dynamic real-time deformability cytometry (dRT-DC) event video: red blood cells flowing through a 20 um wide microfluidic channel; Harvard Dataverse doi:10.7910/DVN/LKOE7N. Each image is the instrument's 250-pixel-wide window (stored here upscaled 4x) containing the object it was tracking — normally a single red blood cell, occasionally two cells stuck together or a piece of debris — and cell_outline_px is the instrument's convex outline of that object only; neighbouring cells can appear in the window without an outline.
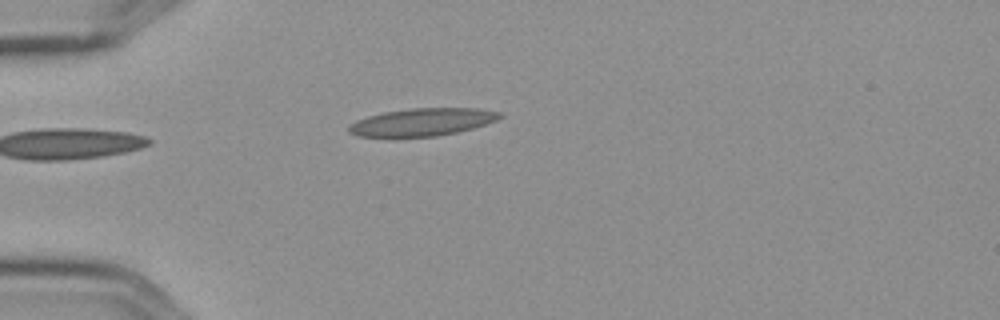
{"species": "Egyptian fruit bat (a non-hibernating species)", "species_latin": "Rousettus aegyptiacus", "temperature_condition": "cold", "stored_images_in_passage": 6, "camera_frame_rate_fps": 3000, "um_per_image_px": 0.085, "frame": {"image": 1, "passage_image": 6, "time_ms": 1.667, "image_size_px": [1000, 320], "cell_outline_px": [[504, 116], [496, 120], [472, 128], [456, 132], [436, 136], [356, 136], [348, 132], [348, 124], [356, 120], [368, 116], [384, 112], [412, 108], [480, 108], [500, 112]], "centroid_in_image_um": [35.88, 10.36], "position_along_channel_um": 49.1, "area_um2": 24.1}}